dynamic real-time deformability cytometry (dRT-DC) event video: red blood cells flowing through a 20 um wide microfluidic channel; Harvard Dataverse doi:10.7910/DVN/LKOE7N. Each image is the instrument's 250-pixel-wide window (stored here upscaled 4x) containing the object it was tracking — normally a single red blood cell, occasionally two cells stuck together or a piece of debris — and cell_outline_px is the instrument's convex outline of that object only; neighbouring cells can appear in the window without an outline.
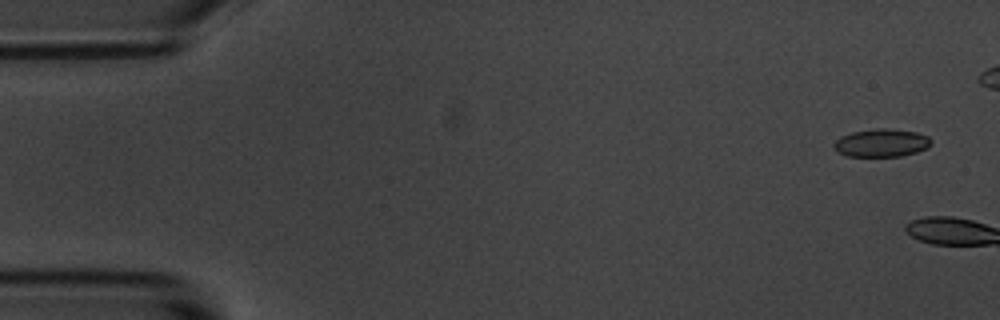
{"species": "common noctule bat (a hibernating species)", "species_latin": "Nyctalus noctula", "temperature_condition": "room temperature", "stored_images_in_passage": 2, "camera_frame_rate_fps": 3000, "um_per_image_px": 0.085, "animal": {"sex": "male", "body_mass_g": 20.1, "forearm_length_mm": 53.5}, "frame": {"image": 1, "passage_image": 1, "time_ms": 0.0, "image_size_px": [1000, 320], "cell_outline_px": [[932, 140], [928, 148], [916, 152], [900, 156], [848, 156], [840, 152], [832, 144], [840, 136], [852, 132], [876, 128], [888, 128], [916, 132], [928, 136]], "centroid_in_image_um": [74.95, 12.13], "position_along_channel_um": 10.1, "area_um2": 15.78}}